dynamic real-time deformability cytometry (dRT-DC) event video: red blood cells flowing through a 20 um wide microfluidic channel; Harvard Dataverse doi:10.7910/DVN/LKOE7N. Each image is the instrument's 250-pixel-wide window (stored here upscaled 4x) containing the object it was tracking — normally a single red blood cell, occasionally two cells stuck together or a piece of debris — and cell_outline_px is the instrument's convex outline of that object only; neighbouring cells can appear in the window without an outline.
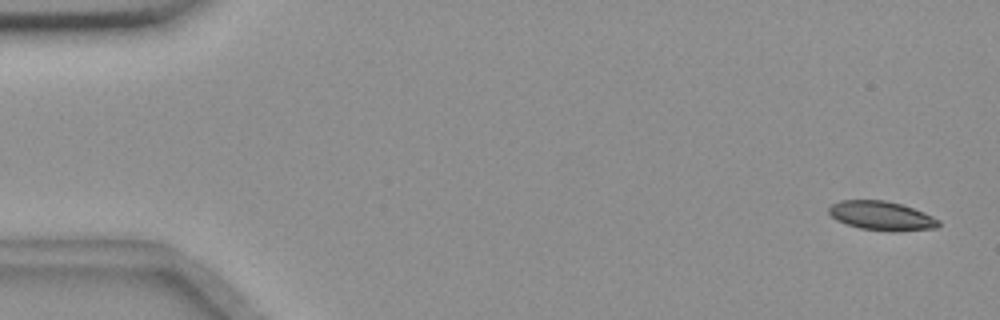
{"species": "common noctule bat (a hibernating species)", "species_latin": "Nyctalus noctula", "temperature_condition": "room temperature", "stored_images_in_passage": 14, "camera_frame_rate_fps": 3000, "um_per_image_px": 0.085, "animal": {"sex": "female", "body_mass_g": 18.4}, "frame": {"image": 1, "passage_image": 1, "time_ms": 0.0, "image_size_px": [1000, 320], "cell_outline_px": [[940, 224], [936, 228], [896, 232], [892, 232], [860, 228], [836, 220], [828, 212], [828, 208], [832, 204], [840, 200], [884, 200], [900, 204], [924, 212], [940, 220]], "centroid_in_image_um": [74.94, 18.35], "position_along_channel_um": 10.1, "area_um2": 18.61}}
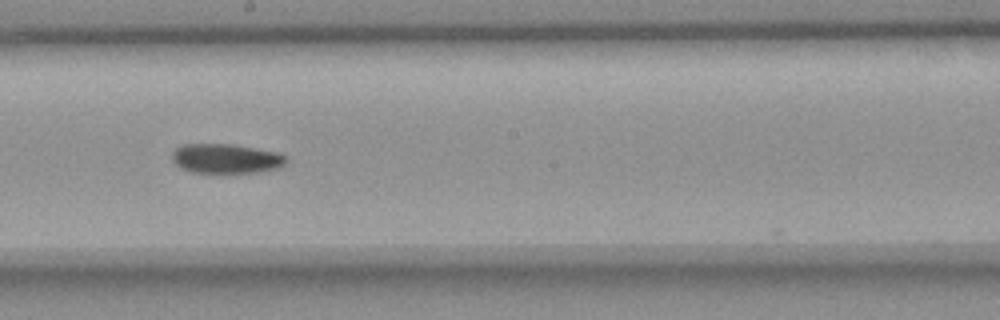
{"frame": {"image": 2, "passage_image": 8, "time_ms": 9.667, "image_size_px": [1000, 320], "cell_outline_px": [[288, 160], [280, 168], [260, 172], [220, 176], [192, 172], [180, 168], [172, 160], [172, 152], [180, 144], [232, 144], [280, 152]], "centroid_in_image_um": [19.21, 13.53], "position_along_channel_um": 229.0, "area_um2": 20.75}}
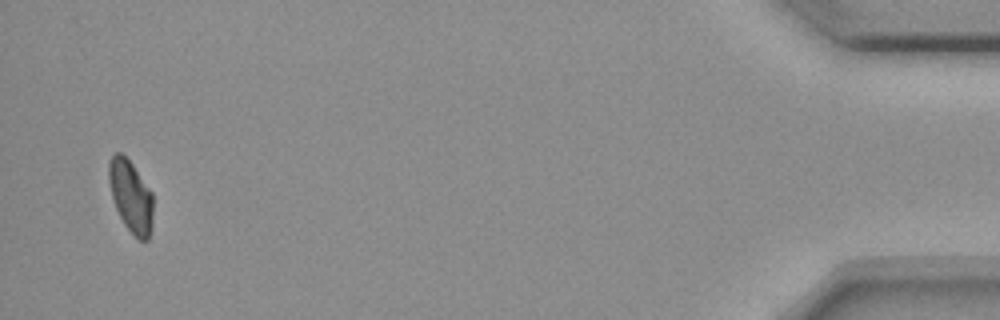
{"frame": {"image": 3, "passage_image": 14, "time_ms": 17.333, "image_size_px": [1000, 320], "cell_outline_px": [[152, 228], [148, 240], [140, 240], [124, 224], [116, 208], [112, 196], [108, 180], [108, 164], [112, 156], [116, 152], [120, 152], [132, 164], [152, 192]], "centroid_in_image_um": [11.12, 16.68], "position_along_channel_um": 424.1, "area_um2": 18.32}, "authors_computed_cell_mechanics": {"area_um2": 20.0277, "velocity_mm_per_s": 3.6419, "shape_relaxation_time_tau1_ms": 9.463, "shape_relaxation_time_tau2_ms": null, "deformation_change_tau1": 0.1382, "deformation_change_tau2": null}}